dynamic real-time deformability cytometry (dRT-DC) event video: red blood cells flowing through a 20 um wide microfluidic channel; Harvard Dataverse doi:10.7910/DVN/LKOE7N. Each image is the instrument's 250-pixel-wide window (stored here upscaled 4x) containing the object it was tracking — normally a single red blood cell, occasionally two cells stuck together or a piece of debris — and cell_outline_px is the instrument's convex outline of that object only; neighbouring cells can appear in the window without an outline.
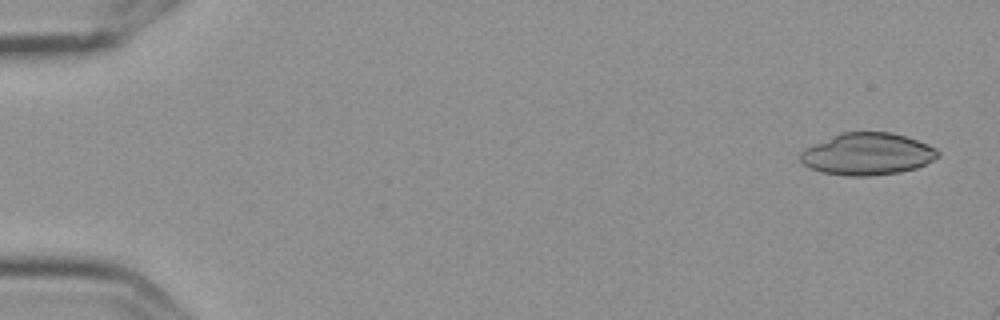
{"species": "Egyptian fruit bat (a non-hibernating species)", "species_latin": "Rousettus aegyptiacus", "temperature_condition": "cold", "stored_images_in_passage": 4, "camera_frame_rate_fps": 3000, "um_per_image_px": 0.085, "frame": {"image": 1, "passage_image": 1, "time_ms": 0.0, "image_size_px": [1000, 320], "cell_outline_px": [[940, 156], [916, 168], [900, 172], [868, 176], [844, 176], [820, 172], [808, 168], [800, 160], [800, 152], [840, 132], [892, 132], [928, 144], [936, 148], [940, 152]], "centroid_in_image_um": [73.74, 13.1], "position_along_channel_um": 11.3, "area_um2": 33.58}}